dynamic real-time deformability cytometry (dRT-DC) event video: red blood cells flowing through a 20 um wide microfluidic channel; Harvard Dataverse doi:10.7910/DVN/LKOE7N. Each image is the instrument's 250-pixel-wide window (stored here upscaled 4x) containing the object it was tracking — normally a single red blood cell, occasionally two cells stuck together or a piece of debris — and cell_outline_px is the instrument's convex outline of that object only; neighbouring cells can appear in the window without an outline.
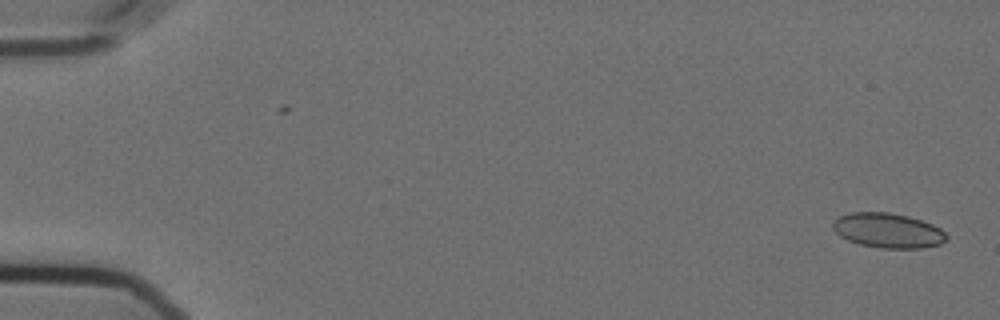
{"species": "Egyptian fruit bat (a non-hibernating species)", "species_latin": "Rousettus aegyptiacus", "temperature_condition": "cold", "stored_images_in_passage": 8, "camera_frame_rate_fps": 3000, "um_per_image_px": 0.085, "animal": {"sex": "female"}, "frame": {"image": 1, "passage_image": 1, "time_ms": 0.0, "image_size_px": [1000, 320], "cell_outline_px": [[948, 236], [940, 244], [924, 248], [880, 248], [860, 244], [848, 240], [840, 236], [832, 228], [832, 224], [840, 216], [852, 212], [888, 212], [908, 216], [932, 224], [940, 228]], "centroid_in_image_um": [75.47, 19.59], "position_along_channel_um": 9.5, "area_um2": 22.89}}